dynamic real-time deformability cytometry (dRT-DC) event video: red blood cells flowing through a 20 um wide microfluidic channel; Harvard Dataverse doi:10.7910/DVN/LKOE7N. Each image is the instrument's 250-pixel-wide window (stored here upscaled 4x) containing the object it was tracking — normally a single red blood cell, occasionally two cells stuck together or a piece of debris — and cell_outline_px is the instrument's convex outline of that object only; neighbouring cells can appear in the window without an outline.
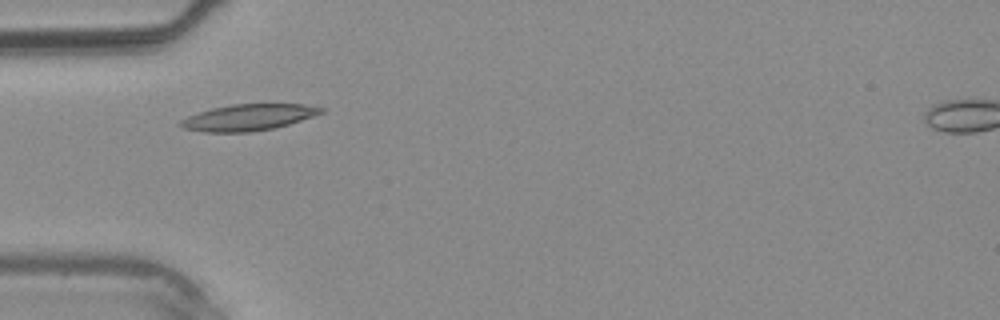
{"species": "common noctule bat (a hibernating species)", "species_latin": "Nyctalus noctula", "temperature_condition": "warm", "stored_images_in_passage": 3, "camera_frame_rate_fps": 3000, "um_per_image_px": 0.085, "animal": {"sex": "male", "body_mass_g": 20.4}, "frame": {"image": 1, "passage_image": 2, "time_ms": 1.333, "image_size_px": [1000, 320], "cell_outline_px": [[324, 112], [276, 128], [252, 132], [204, 132], [184, 128], [176, 124], [180, 120], [188, 116], [212, 108], [232, 104], [304, 104], [324, 108]], "centroid_in_image_um": [21.08, 9.98], "position_along_channel_um": 63.9, "area_um2": 21.5}}